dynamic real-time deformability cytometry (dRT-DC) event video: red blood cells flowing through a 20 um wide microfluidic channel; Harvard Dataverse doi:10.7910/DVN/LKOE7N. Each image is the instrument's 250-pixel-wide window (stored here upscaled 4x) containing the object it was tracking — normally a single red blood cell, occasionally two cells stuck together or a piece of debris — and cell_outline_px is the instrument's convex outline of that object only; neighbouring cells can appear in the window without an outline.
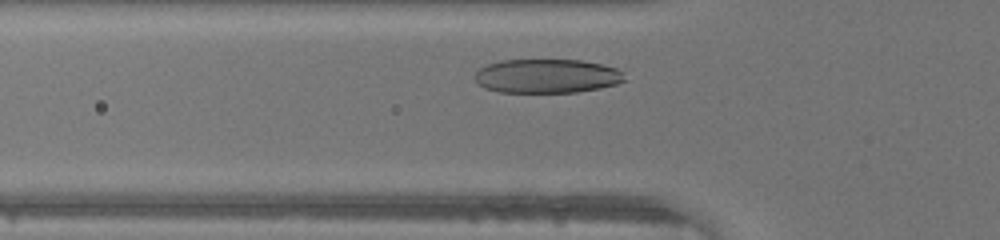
{"species": "human", "species_latin": "Homo sapiens", "temperature_condition": "warm", "stored_images_in_passage": 25, "camera_frame_rate_fps": 3000, "um_per_image_px": 0.085, "donor": {"sex": "male"}, "frame": {"image": 1, "passage_image": 4, "time_ms": 1.0, "image_size_px": [1000, 240], "cell_outline_px": [[624, 80], [616, 84], [600, 88], [576, 92], [500, 92], [484, 88], [476, 80], [476, 72], [484, 64], [500, 60], [580, 60], [600, 64], [616, 68], [624, 72]], "centroid_in_image_um": [46.47, 6.46], "position_along_channel_um": 79.3, "area_um2": 29.65}}
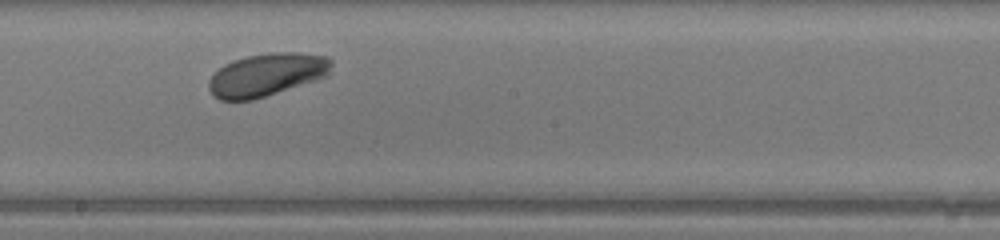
{"frame": {"image": 2, "passage_image": 14, "time_ms": 4.333, "image_size_px": [1000, 240], "cell_outline_px": [[332, 76], [252, 100], [220, 100], [208, 88], [208, 80], [224, 64], [232, 60], [248, 56], [272, 52], [300, 52], [328, 56], [332, 60]], "centroid_in_image_um": [22.77, 6.34], "position_along_channel_um": 225.4, "area_um2": 31.04}}
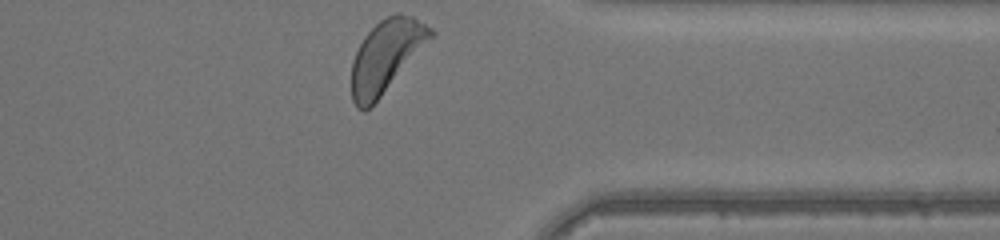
{"frame": {"image": 3, "passage_image": 25, "time_ms": 8.0, "image_size_px": [1000, 240], "cell_outline_px": [[436, 36], [380, 96], [364, 112], [356, 108], [352, 100], [352, 60], [364, 36], [380, 20], [396, 12], [400, 12], [412, 16], [432, 28], [436, 32]], "centroid_in_image_um": [32.86, 4.73], "position_along_channel_um": 378.5, "area_um2": 33.23}}